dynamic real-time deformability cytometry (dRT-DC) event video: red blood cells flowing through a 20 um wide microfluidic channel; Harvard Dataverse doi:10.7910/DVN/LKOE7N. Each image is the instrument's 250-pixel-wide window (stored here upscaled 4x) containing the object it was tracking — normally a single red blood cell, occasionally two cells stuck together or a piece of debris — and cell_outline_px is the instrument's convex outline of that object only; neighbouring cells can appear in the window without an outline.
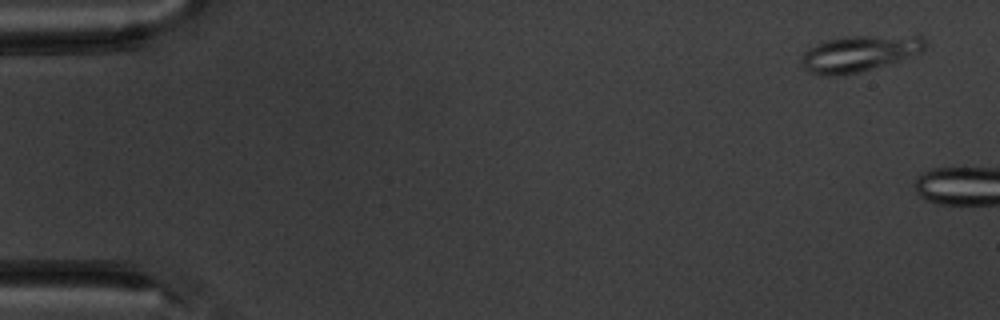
{"species": "common noctule bat (a hibernating species)", "species_latin": "Nyctalus noctula", "temperature_condition": "warm", "stored_images_in_passage": 5, "camera_frame_rate_fps": 3000, "um_per_image_px": 0.085, "animal": {"sex": "male", "body_mass_g": 20.1, "forearm_length_mm": 53.5}, "frame": {"image": 1, "passage_image": 5, "time_ms": 5.667, "image_size_px": [1000, 320], "cell_outline_px": [[928, 44], [920, 52], [900, 60], [860, 72], [832, 76], [820, 76], [808, 72], [804, 68], [800, 60], [800, 56], [808, 48], [816, 44], [828, 40], [844, 36], [920, 36]], "centroid_in_image_um": [72.97, 4.56], "position_along_channel_um": 12.0, "area_um2": 26.01}}